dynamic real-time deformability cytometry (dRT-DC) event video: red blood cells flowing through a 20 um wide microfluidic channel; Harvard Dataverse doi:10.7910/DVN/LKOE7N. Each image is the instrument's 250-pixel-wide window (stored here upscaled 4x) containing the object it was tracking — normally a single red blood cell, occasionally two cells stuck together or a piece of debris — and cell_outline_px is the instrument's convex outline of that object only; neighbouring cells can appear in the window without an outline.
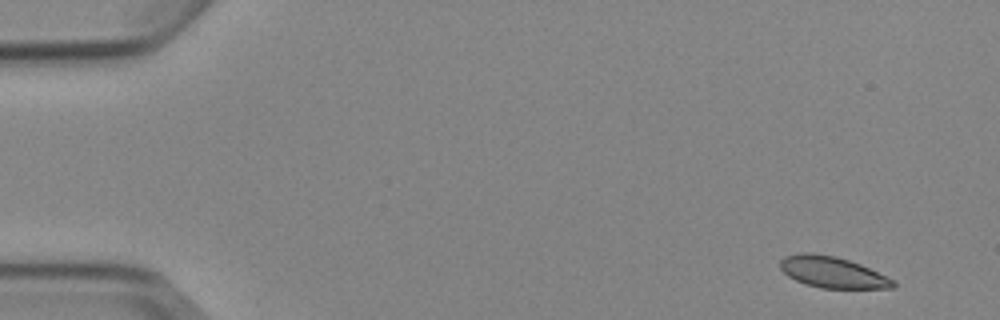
{"species": "Egyptian fruit bat (a non-hibernating species)", "species_latin": "Rousettus aegyptiacus", "temperature_condition": "cold", "stored_images_in_passage": 4, "camera_frame_rate_fps": 3000, "um_per_image_px": 0.085, "animal": {"sex": "female"}, "frame": {"image": 1, "passage_image": 1, "time_ms": 0.0, "image_size_px": [1000, 320], "cell_outline_px": [[896, 284], [892, 288], [820, 288], [796, 280], [788, 276], [780, 268], [780, 260], [784, 256], [800, 252], [808, 252], [836, 256], [860, 264], [896, 280]], "centroid_in_image_um": [70.76, 23.13], "position_along_channel_um": 14.2, "area_um2": 20.52}}
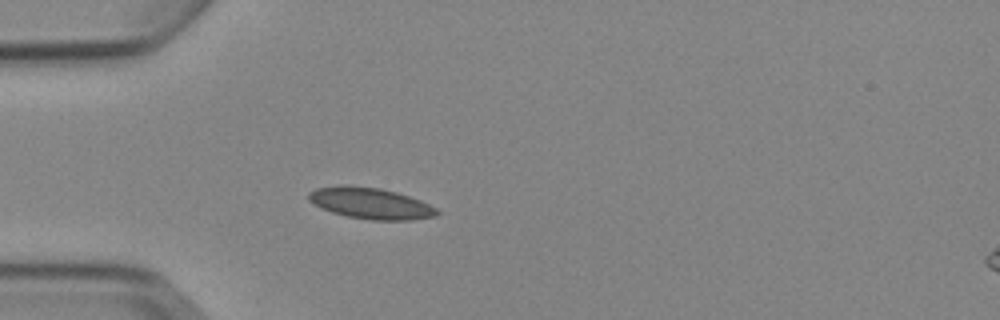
{"frame": {"image": 2, "passage_image": 4, "time_ms": 4.0, "image_size_px": [1000, 320], "cell_outline_px": [[440, 212], [436, 216], [412, 220], [372, 220], [348, 216], [332, 212], [320, 208], [308, 200], [308, 192], [316, 188], [340, 184], [348, 184], [380, 188], [396, 192], [420, 200], [436, 208]], "centroid_in_image_um": [31.46, 17.26], "position_along_channel_um": 53.5, "area_um2": 23.52}}